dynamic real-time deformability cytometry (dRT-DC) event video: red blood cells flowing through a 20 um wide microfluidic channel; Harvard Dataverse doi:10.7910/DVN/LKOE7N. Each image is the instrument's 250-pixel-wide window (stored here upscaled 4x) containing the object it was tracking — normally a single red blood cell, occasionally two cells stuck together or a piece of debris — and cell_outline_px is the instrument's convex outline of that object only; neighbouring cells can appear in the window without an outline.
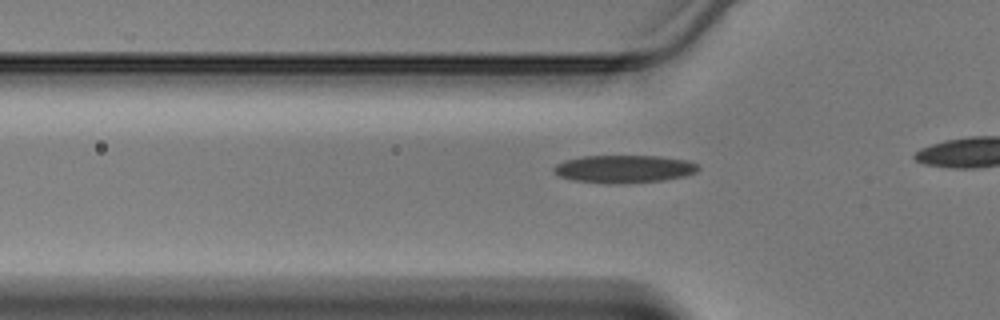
{"species": "Egyptian fruit bat (a non-hibernating species)", "species_latin": "Rousettus aegyptiacus", "temperature_condition": "warm", "stored_images_in_passage": 8, "camera_frame_rate_fps": 3000, "um_per_image_px": 0.085, "animal": {"sex": "male"}, "frame": {"image": 1, "passage_image": 3, "time_ms": 0.667, "image_size_px": [1000, 320], "cell_outline_px": [[700, 168], [696, 172], [684, 176], [664, 180], [616, 184], [572, 180], [560, 176], [552, 172], [552, 168], [556, 164], [564, 160], [584, 156], [660, 156], [688, 160], [696, 164]], "centroid_in_image_um": [53.02, 14.35], "position_along_channel_um": 72.8, "area_um2": 23.41}}
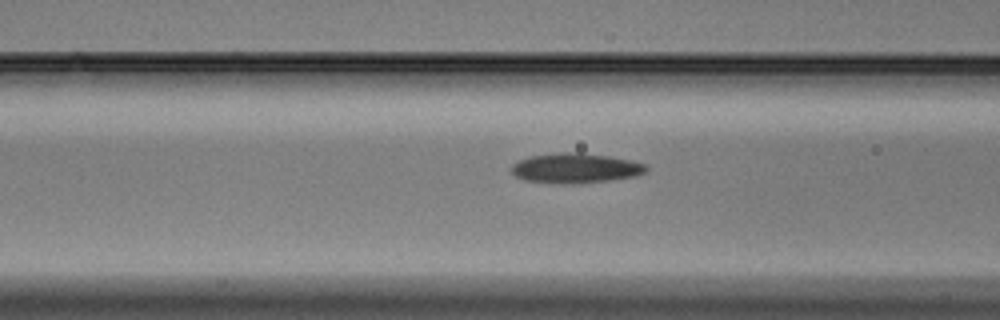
{"frame": {"image": 2, "passage_image": 6, "time_ms": 1.667, "image_size_px": [1000, 320], "cell_outline_px": [[648, 168], [644, 172], [636, 176], [580, 184], [560, 184], [524, 180], [516, 176], [512, 172], [512, 164], [520, 160], [532, 156], [560, 152], [580, 152], [608, 156], [632, 160], [648, 164]], "centroid_in_image_um": [48.95, 14.3], "position_along_channel_um": 117.7, "area_um2": 23.58}}